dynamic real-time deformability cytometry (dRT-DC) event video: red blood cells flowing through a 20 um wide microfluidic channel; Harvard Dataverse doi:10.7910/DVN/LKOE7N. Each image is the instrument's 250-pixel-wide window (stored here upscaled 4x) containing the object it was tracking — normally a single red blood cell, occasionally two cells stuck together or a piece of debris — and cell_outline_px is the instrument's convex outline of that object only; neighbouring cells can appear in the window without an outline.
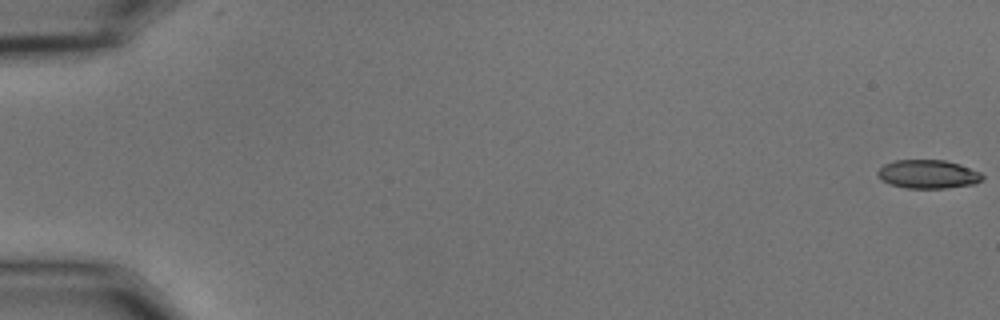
{"species": "common noctule bat (a hibernating species)", "species_latin": "Nyctalus noctula", "temperature_condition": "cold", "stored_images_in_passage": 56, "camera_frame_rate_fps": 3000, "um_per_image_px": 0.085, "animal": {"sex": "male", "body_mass_g": 15.6}, "frame": {"image": 1, "passage_image": 1, "time_ms": 0.0, "image_size_px": [1000, 320], "cell_outline_px": [[984, 176], [976, 184], [944, 188], [908, 188], [892, 184], [880, 180], [876, 172], [884, 164], [896, 160], [944, 160], [960, 164], [980, 172]], "centroid_in_image_um": [78.88, 14.8], "position_along_channel_um": 6.1, "area_um2": 17.4}}
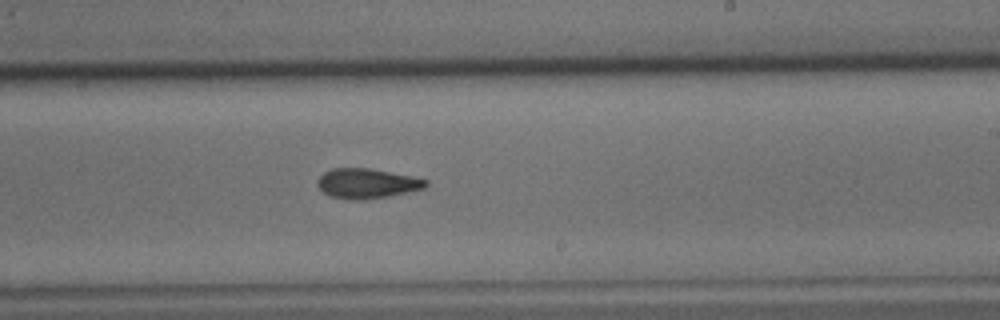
{"frame": {"image": 2, "passage_image": 35, "time_ms": 11.333, "image_size_px": [1000, 320], "cell_outline_px": [[428, 184], [424, 188], [408, 192], [388, 196], [360, 200], [352, 200], [332, 196], [324, 192], [316, 184], [316, 180], [324, 172], [332, 168], [372, 168], [412, 176], [428, 180]], "centroid_in_image_um": [31.19, 15.58], "position_along_channel_um": 257.8, "area_um2": 18.84}}
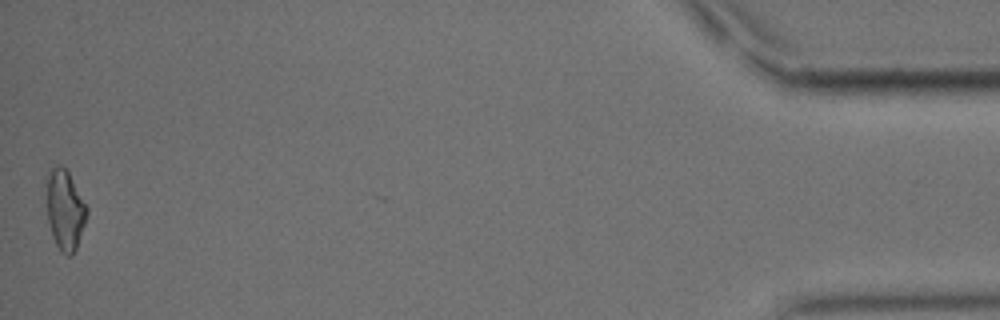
{"frame": {"image": 3, "passage_image": 56, "time_ms": 18.333, "image_size_px": [1000, 320], "cell_outline_px": [[88, 212], [76, 248], [72, 256], [68, 256], [60, 252], [52, 236], [48, 220], [48, 176], [52, 168], [56, 164], [60, 164], [68, 172], [88, 208]], "centroid_in_image_um": [5.54, 17.88], "position_along_channel_um": 429.7, "area_um2": 18.32}, "authors_computed_cell_mechanics": {"area_um2": 18.5249, "velocity_mm_per_s": 3.6763, "shape_relaxation_time_tau1_ms": 5.6452, "shape_relaxation_time_tau2_ms": 4.7863, "deformation_change_tau1": 0.1537, "deformation_change_tau2": 0.1284}}